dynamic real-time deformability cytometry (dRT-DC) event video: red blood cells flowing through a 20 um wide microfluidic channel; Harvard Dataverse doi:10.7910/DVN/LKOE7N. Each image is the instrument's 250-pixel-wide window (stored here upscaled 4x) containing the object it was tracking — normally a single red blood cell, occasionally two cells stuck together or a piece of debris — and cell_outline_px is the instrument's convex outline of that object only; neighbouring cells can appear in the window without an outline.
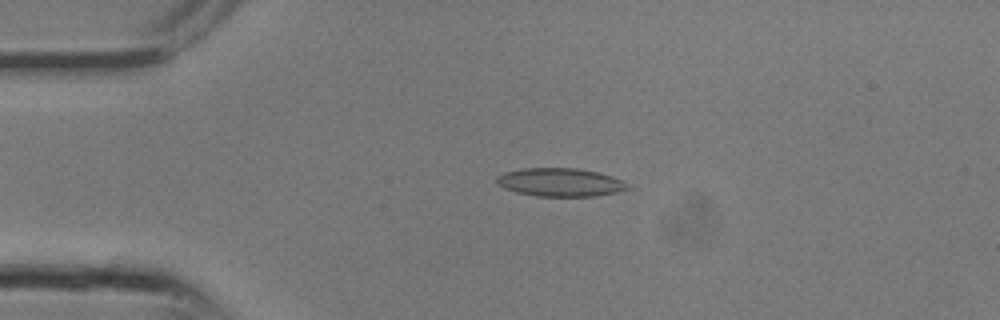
{"species": "common noctule bat (a hibernating species)", "species_latin": "Nyctalus noctula", "temperature_condition": "room temperature", "stored_images_in_passage": 8, "camera_frame_rate_fps": 3000, "um_per_image_px": 0.085, "animal": {"sex": "male", "body_mass_g": 13.3}, "frame": {"image": 1, "passage_image": 6, "time_ms": 1.667, "image_size_px": [1000, 320], "cell_outline_px": [[632, 188], [616, 192], [596, 196], [536, 196], [516, 192], [504, 188], [496, 184], [496, 176], [504, 172], [524, 168], [576, 168], [596, 172], [612, 176], [628, 184]], "centroid_in_image_um": [47.59, 15.49], "position_along_channel_um": 37.4, "area_um2": 21.62}}